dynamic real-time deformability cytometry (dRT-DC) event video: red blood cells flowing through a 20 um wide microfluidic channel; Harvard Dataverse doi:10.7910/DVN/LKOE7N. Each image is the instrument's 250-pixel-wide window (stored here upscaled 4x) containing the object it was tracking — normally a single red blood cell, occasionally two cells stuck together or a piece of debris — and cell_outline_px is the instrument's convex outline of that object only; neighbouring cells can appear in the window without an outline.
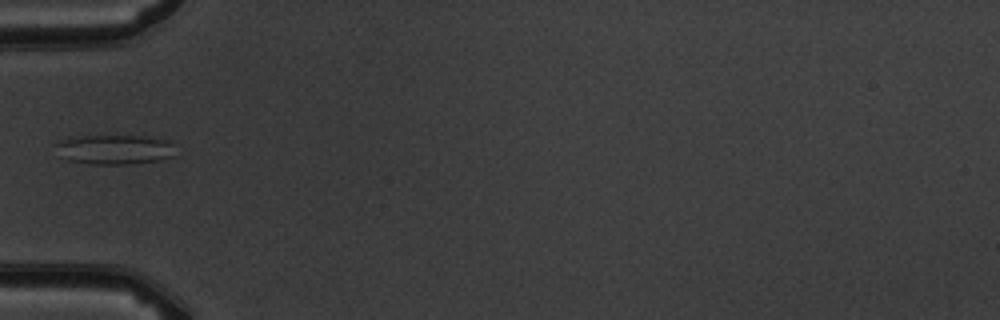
{"species": "common noctule bat (a hibernating species)", "species_latin": "Nyctalus noctula", "temperature_condition": "warm", "stored_images_in_passage": 2, "camera_frame_rate_fps": 3000, "um_per_image_px": 0.085, "animal": {"sex": "male", "body_mass_g": 19.5, "forearm_length_mm": 54.6}, "frame": {"image": 1, "passage_image": 1, "time_ms": 0.0, "image_size_px": [1000, 320], "cell_outline_px": [[172, 156], [160, 160], [128, 164], [88, 164], [68, 160], [60, 156], [56, 144], [60, 140], [68, 136], [144, 136], [168, 140], [172, 144]], "centroid_in_image_um": [9.68, 12.7], "position_along_channel_um": 75.3, "area_um2": 20.63}}
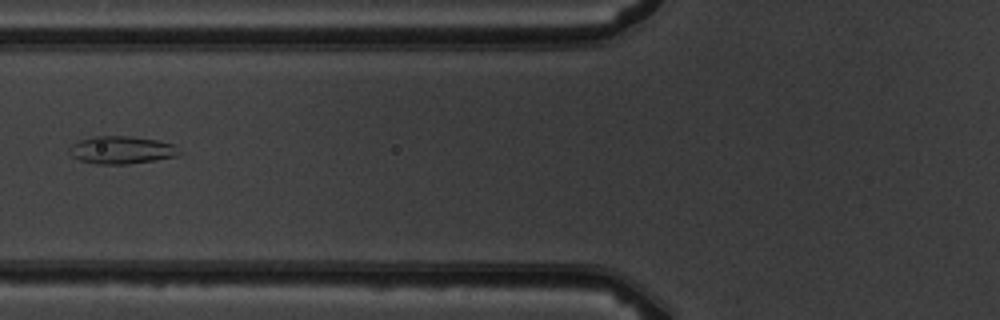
{"frame": {"image": 2, "passage_image": 2, "time_ms": 1.0, "image_size_px": [1000, 320], "cell_outline_px": [[184, 152], [180, 156], [156, 160], [128, 164], [96, 164], [80, 160], [72, 156], [68, 152], [68, 148], [72, 144], [80, 140], [96, 136], [128, 136], [156, 140], [172, 144]], "centroid_in_image_um": [10.36, 12.76], "position_along_channel_um": 115.4, "area_um2": 17.86}}